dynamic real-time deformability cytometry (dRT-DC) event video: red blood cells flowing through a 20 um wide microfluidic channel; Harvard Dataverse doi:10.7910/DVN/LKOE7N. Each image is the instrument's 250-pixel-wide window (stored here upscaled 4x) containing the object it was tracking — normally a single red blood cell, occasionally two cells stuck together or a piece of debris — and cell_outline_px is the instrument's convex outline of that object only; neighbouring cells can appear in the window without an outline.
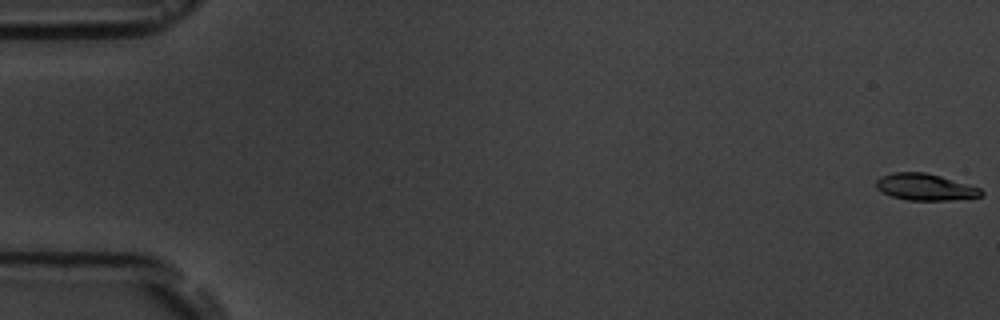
{"species": "common noctule bat (a hibernating species)", "species_latin": "Nyctalus noctula", "temperature_condition": "room temperature", "stored_images_in_passage": 5, "segment_of_instrument_passage": [2, 2], "camera_frame_rate_fps": 3000, "um_per_image_px": 0.085, "animal": {"sex": "male", "body_mass_g": 19.5, "forearm_length_mm": 54.6}, "frame": {"image": 1, "passage_image": 5, "time_ms": 4.667, "image_size_px": [1000, 320], "cell_outline_px": [[984, 192], [980, 196], [948, 200], [908, 200], [892, 196], [876, 188], [876, 180], [880, 176], [892, 172], [924, 172], [940, 176], [980, 188]], "centroid_in_image_um": [78.6, 15.89], "position_along_channel_um": 6.4, "area_um2": 16.07}}